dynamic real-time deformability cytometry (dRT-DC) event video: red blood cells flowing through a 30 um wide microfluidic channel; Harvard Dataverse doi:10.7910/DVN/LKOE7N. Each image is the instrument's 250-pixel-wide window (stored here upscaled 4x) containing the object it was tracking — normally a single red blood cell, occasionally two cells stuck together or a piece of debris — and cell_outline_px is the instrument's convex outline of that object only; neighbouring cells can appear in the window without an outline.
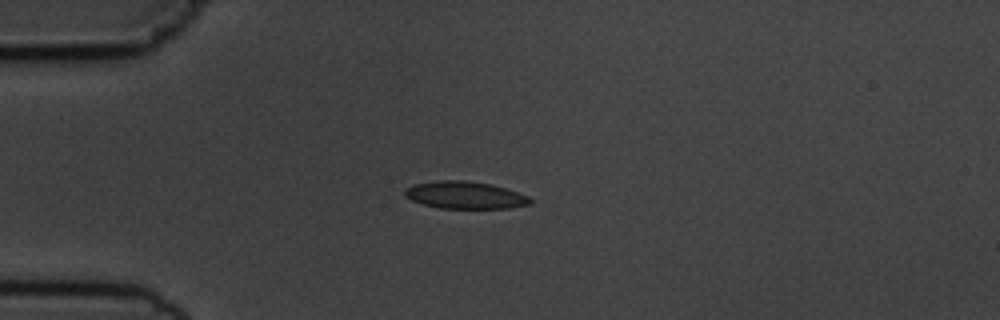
{"species": "common noctule bat (a hibernating species)", "species_latin": "Nyctalus noctula", "temperature_condition": "cold", "stored_images_in_passage": 5, "camera_frame_rate_fps": 3000, "um_per_image_px": 0.085, "animal": {"sex": "male", "body_mass_g": 19.5, "forearm_length_mm": 54.6}, "frame": {"image": 1, "passage_image": 3, "time_ms": 2.333, "image_size_px": [1000, 320], "cell_outline_px": [[532, 204], [508, 208], [440, 208], [424, 204], [412, 200], [404, 196], [404, 192], [408, 188], [416, 184], [436, 180], [464, 180], [492, 184], [528, 196], [532, 200]], "centroid_in_image_um": [39.54, 16.58], "position_along_channel_um": 45.5, "area_um2": 19.77}}
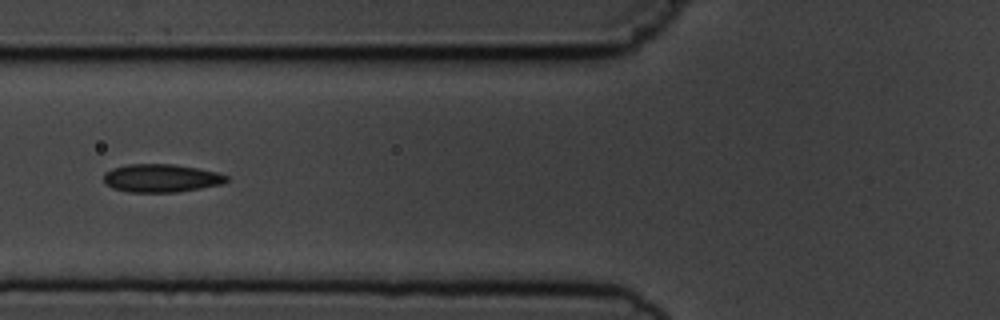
{"frame": {"image": 2, "passage_image": 5, "time_ms": 4.667, "image_size_px": [1000, 320], "cell_outline_px": [[228, 180], [220, 184], [200, 188], [176, 192], [128, 192], [112, 188], [104, 184], [104, 172], [112, 168], [128, 164], [172, 164], [196, 168], [216, 172], [228, 176]], "centroid_in_image_um": [13.64, 15.14], "position_along_channel_um": 112.2, "area_um2": 20.06}}